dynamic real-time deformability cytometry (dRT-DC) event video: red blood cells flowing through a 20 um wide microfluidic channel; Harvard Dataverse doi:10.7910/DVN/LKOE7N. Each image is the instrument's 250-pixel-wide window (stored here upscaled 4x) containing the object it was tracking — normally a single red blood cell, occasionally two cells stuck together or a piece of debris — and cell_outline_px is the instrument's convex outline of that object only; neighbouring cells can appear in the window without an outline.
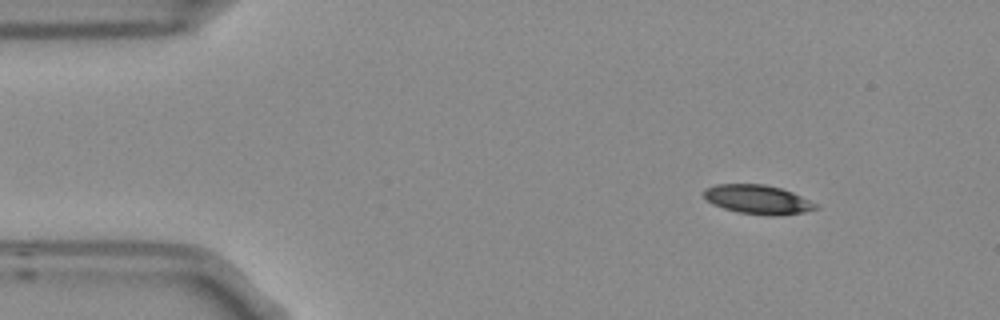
{"species": "Egyptian fruit bat (a non-hibernating species)", "species_latin": "Rousettus aegyptiacus", "temperature_condition": "room temperature", "stored_images_in_passage": 3, "camera_frame_rate_fps": 3000, "um_per_image_px": 0.085, "frame": {"image": 1, "passage_image": 1, "time_ms": 0.0, "image_size_px": [1000, 320], "cell_outline_px": [[820, 208], [804, 212], [776, 216], [768, 216], [736, 212], [712, 204], [700, 192], [704, 188], [716, 184], [764, 184], [780, 188], [792, 192], [816, 204]], "centroid_in_image_um": [64.37, 16.96], "position_along_channel_um": 20.6, "area_um2": 19.07}}